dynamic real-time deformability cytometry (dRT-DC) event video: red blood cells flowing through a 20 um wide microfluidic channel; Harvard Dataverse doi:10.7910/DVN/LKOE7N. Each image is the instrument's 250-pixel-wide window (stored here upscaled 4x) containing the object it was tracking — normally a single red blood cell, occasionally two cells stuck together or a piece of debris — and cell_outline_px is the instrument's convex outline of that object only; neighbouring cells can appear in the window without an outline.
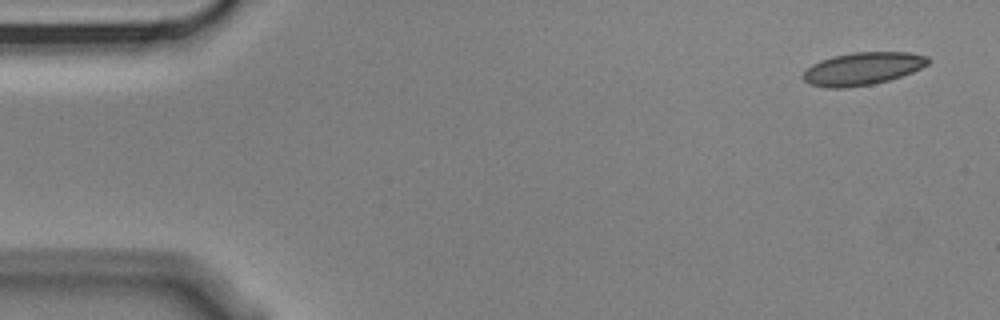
{"species": "Egyptian fruit bat (a non-hibernating species)", "species_latin": "Rousettus aegyptiacus", "temperature_condition": "cold", "stored_images_in_passage": 5, "camera_frame_rate_fps": 3000, "um_per_image_px": 0.085, "animal": {"sex": "male"}, "frame": {"image": 1, "passage_image": 1, "time_ms": 0.0, "image_size_px": [1000, 320], "cell_outline_px": [[932, 60], [928, 64], [912, 72], [888, 80], [872, 84], [844, 88], [824, 88], [808, 84], [800, 76], [812, 64], [820, 60], [832, 56], [852, 52], [908, 52], [928, 56]], "centroid_in_image_um": [73.29, 5.83], "position_along_channel_um": 11.7, "area_um2": 23.99}}
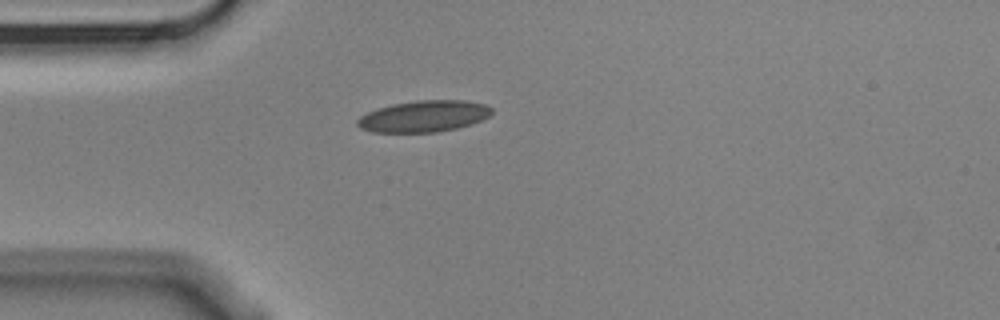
{"frame": {"image": 2, "passage_image": 4, "time_ms": 1.0, "image_size_px": [1000, 320], "cell_outline_px": [[492, 112], [488, 116], [472, 124], [456, 128], [436, 132], [372, 132], [360, 128], [356, 124], [356, 120], [360, 116], [368, 112], [392, 104], [416, 100], [464, 100], [484, 104], [492, 108]], "centroid_in_image_um": [36.01, 9.88], "position_along_channel_um": 49.0, "area_um2": 24.51}}